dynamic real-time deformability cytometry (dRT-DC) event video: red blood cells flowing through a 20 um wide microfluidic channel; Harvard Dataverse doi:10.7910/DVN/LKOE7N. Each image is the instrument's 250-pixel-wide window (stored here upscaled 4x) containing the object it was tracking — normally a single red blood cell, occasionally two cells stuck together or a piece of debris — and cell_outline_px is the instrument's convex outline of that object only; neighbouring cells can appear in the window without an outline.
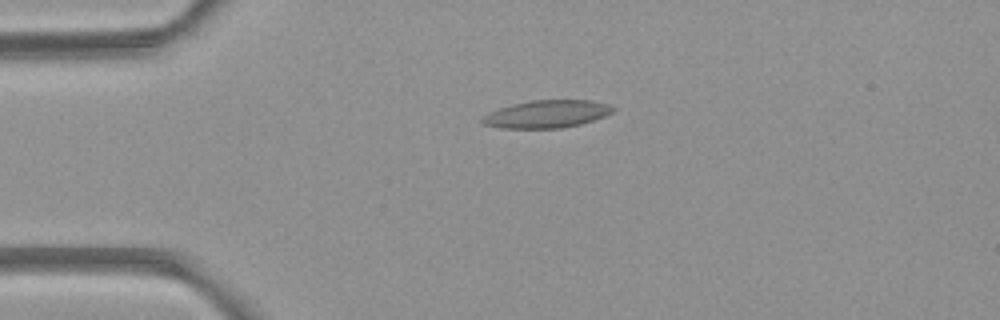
{"species": "common noctule bat (a hibernating species)", "species_latin": "Nyctalus noctula", "temperature_condition": "room temperature", "stored_images_in_passage": 3, "camera_frame_rate_fps": 3000, "um_per_image_px": 0.085, "animal": {"sex": "female", "body_mass_g": 21.9}, "frame": {"image": 1, "passage_image": 2, "time_ms": 1.333, "image_size_px": [1000, 320], "cell_outline_px": [[616, 108], [612, 112], [604, 116], [580, 124], [560, 128], [504, 128], [484, 124], [480, 120], [488, 112], [512, 104], [532, 100], [588, 100], [608, 104]], "centroid_in_image_um": [46.47, 9.69], "position_along_channel_um": 38.5, "area_um2": 20.81}}